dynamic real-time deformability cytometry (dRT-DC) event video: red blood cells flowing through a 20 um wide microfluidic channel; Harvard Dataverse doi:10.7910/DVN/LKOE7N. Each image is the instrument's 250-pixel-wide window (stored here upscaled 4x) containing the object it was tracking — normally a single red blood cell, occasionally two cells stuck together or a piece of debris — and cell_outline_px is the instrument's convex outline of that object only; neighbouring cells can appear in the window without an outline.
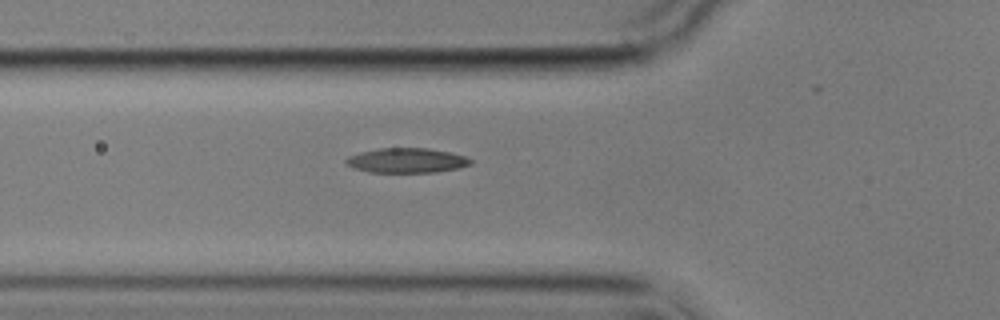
{"species": "common noctule bat (a hibernating species)", "species_latin": "Nyctalus noctula", "temperature_condition": "cold", "stored_images_in_passage": 7, "camera_frame_rate_fps": 3000, "um_per_image_px": 0.085, "animal": {"sex": "male", "body_mass_g": 17.9}, "frame": {"image": 1, "passage_image": 6, "time_ms": 8.0, "image_size_px": [1000, 320], "cell_outline_px": [[472, 164], [460, 168], [436, 172], [368, 172], [356, 168], [348, 164], [344, 160], [348, 156], [360, 152], [380, 148], [428, 148], [448, 152], [464, 156], [472, 160]], "centroid_in_image_um": [34.59, 13.64], "position_along_channel_um": 91.2, "area_um2": 17.86}}